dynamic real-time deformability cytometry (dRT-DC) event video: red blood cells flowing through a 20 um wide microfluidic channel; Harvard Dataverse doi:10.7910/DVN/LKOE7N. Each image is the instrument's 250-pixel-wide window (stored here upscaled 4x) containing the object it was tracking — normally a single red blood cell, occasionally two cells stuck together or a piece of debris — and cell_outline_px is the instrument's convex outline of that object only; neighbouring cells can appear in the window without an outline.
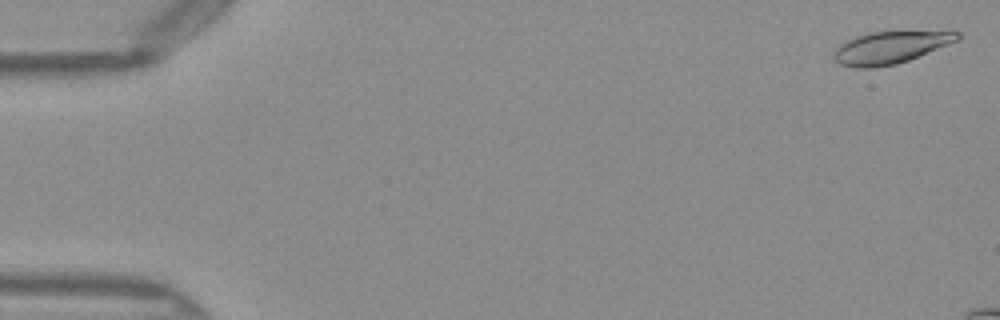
{"species": "Egyptian fruit bat (a non-hibernating species)", "species_latin": "Rousettus aegyptiacus", "temperature_condition": "warm", "stored_images_in_passage": 11, "camera_frame_rate_fps": 3000, "um_per_image_px": 0.085, "frame": {"image": 1, "passage_image": 2, "time_ms": 0.333, "image_size_px": [1000, 320], "cell_outline_px": [[960, 36], [956, 40], [948, 44], [908, 60], [896, 64], [876, 68], [856, 68], [840, 64], [832, 56], [832, 52], [840, 44], [856, 36], [868, 32], [952, 28], [960, 32]], "centroid_in_image_um": [75.76, 3.98], "position_along_channel_um": 9.2, "area_um2": 24.1}}